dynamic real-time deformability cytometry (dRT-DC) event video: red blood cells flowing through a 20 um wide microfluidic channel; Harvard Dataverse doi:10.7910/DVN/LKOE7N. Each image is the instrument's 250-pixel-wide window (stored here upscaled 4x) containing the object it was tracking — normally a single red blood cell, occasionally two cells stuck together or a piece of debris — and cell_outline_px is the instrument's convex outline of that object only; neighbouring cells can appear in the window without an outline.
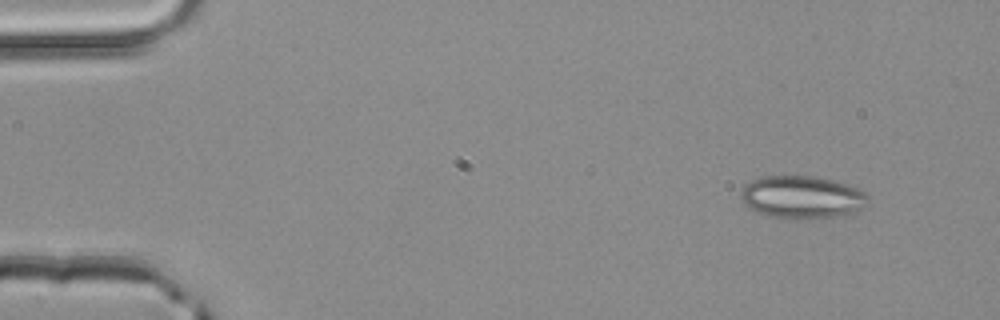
{"species": "common noctule bat (a hibernating species)", "species_latin": "Nyctalus noctula", "temperature_condition": "room temperature", "stored_images_in_passage": 3, "camera_frame_rate_fps": 3000, "um_per_image_px": 0.085, "animal": {"sex": "male", "body_mass_g": 20.4}, "frame": {"image": 1, "passage_image": 1, "time_ms": 0.0, "image_size_px": [1000, 320], "cell_outline_px": [[868, 200], [852, 216], [800, 220], [784, 220], [768, 216], [756, 212], [748, 208], [740, 200], [740, 192], [752, 180], [760, 176], [816, 176], [832, 180], [856, 188], [864, 192], [868, 196]], "centroid_in_image_um": [68.15, 16.81], "position_along_channel_um": 16.8, "area_um2": 32.37}}